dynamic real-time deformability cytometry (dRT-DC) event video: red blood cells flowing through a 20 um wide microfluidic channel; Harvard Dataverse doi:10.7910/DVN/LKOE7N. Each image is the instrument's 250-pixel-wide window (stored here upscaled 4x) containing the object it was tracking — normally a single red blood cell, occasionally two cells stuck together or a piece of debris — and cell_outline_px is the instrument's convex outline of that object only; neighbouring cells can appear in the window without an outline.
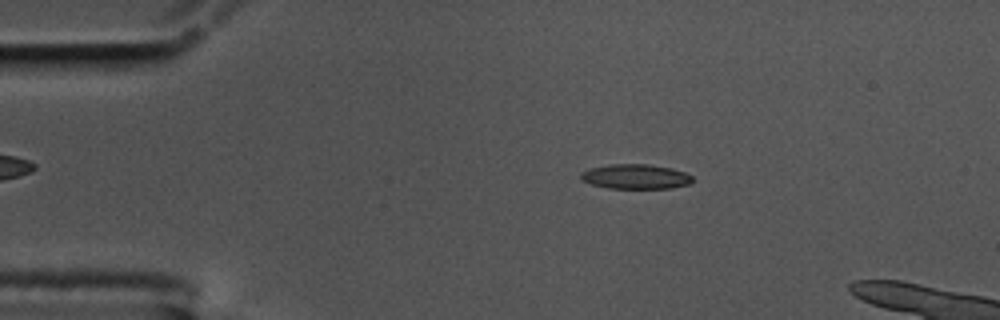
{"species": "common noctule bat (a hibernating species)", "species_latin": "Nyctalus noctula", "temperature_condition": "cold", "stored_images_in_passage": 53, "camera_frame_rate_fps": 3000, "um_per_image_px": 0.085, "animal": {"sex": "male", "body_mass_g": 17.5, "forearm_length_mm": 52.3}, "frame": {"image": 1, "passage_image": 10, "time_ms": 3.0, "image_size_px": [1000, 320], "cell_outline_px": [[692, 180], [688, 184], [672, 188], [608, 188], [592, 184], [580, 180], [580, 172], [588, 168], [612, 164], [648, 164], [672, 168], [684, 172], [692, 176]], "centroid_in_image_um": [53.98, 15.0], "position_along_channel_um": 31.0, "area_um2": 16.13}}
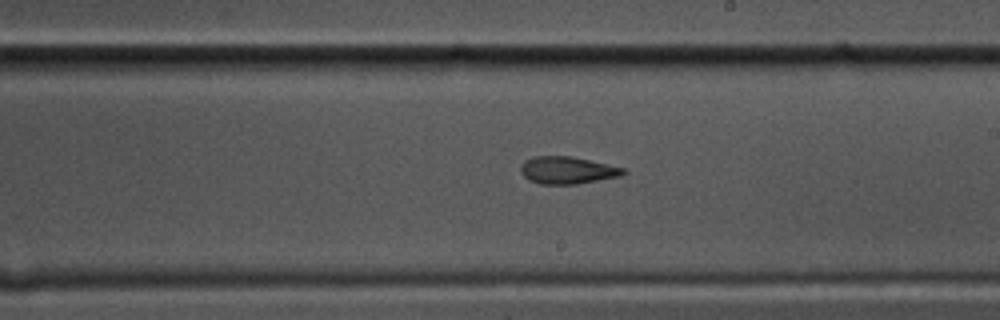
{"frame": {"image": 2, "passage_image": 32, "time_ms": 10.333, "image_size_px": [1000, 320], "cell_outline_px": [[628, 172], [620, 176], [576, 184], [540, 184], [528, 180], [520, 172], [520, 164], [524, 160], [532, 156], [572, 156], [624, 168]], "centroid_in_image_um": [48.18, 14.46], "position_along_channel_um": 240.8, "area_um2": 16.42}}
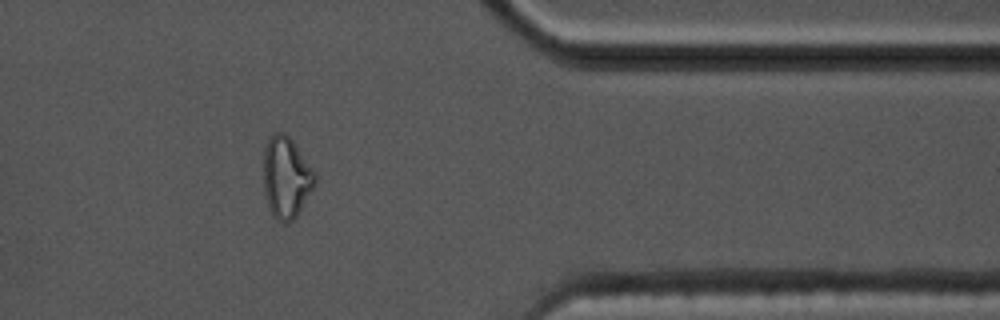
{"frame": {"image": 3, "passage_image": 46, "time_ms": 15.0, "image_size_px": [1000, 320], "cell_outline_px": [[316, 184], [296, 216], [288, 224], [284, 224], [276, 220], [272, 216], [268, 208], [264, 192], [264, 148], [268, 136], [276, 132], [284, 132], [292, 140], [316, 172]], "centroid_in_image_um": [24.32, 15.09], "position_along_channel_um": 387.1, "area_um2": 24.74}}